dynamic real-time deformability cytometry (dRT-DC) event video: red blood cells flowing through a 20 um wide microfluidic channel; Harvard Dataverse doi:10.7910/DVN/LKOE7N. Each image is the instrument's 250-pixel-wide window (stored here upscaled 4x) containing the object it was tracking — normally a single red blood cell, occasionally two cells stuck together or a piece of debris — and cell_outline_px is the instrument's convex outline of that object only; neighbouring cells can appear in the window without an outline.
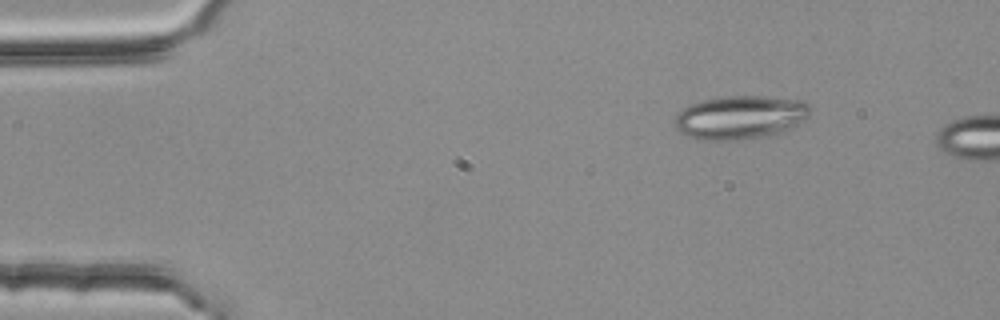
{"species": "common noctule bat (a hibernating species)", "species_latin": "Nyctalus noctula", "temperature_condition": "room temperature", "stored_images_in_passage": 2, "camera_frame_rate_fps": 3000, "um_per_image_px": 0.085, "animal": {"sex": "female", "body_mass_g": 25.1}, "frame": {"image": 1, "passage_image": 1, "time_ms": 0.0, "image_size_px": [1000, 320], "cell_outline_px": [[812, 108], [808, 116], [804, 120], [792, 128], [776, 136], [728, 140], [700, 140], [688, 136], [680, 132], [676, 128], [676, 116], [684, 108], [692, 104], [704, 100], [728, 96], [768, 96], [800, 100], [808, 104]], "centroid_in_image_um": [62.99, 9.99], "position_along_channel_um": 22.0, "area_um2": 34.51}}